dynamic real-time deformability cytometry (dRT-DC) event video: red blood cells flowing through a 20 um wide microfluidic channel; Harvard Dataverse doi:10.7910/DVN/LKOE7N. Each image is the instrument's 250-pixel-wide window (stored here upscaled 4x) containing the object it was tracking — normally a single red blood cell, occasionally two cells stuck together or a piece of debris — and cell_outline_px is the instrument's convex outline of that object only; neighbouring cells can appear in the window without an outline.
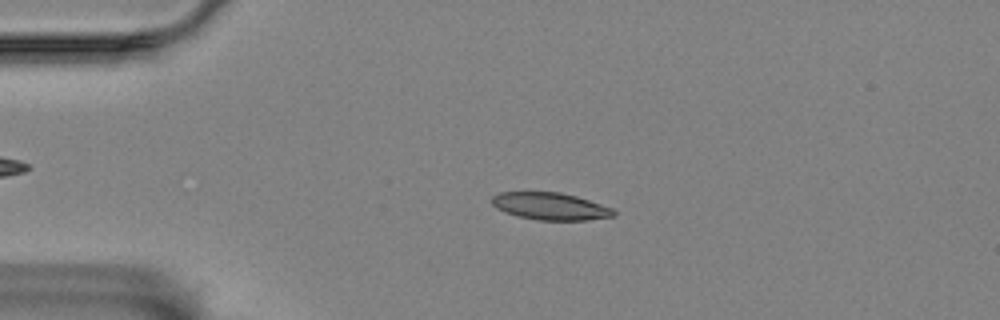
{"species": "Egyptian fruit bat (a non-hibernating species)", "species_latin": "Rousettus aegyptiacus", "temperature_condition": "room temperature", "stored_images_in_passage": 57, "camera_frame_rate_fps": 3000, "um_per_image_px": 0.085, "animal": {"sex": "female"}, "frame": {"image": 1, "passage_image": 12, "time_ms": 3.667, "image_size_px": [1000, 320], "cell_outline_px": [[616, 216], [588, 220], [536, 220], [516, 216], [504, 212], [496, 208], [492, 204], [492, 196], [500, 192], [560, 192], [576, 196], [612, 208], [616, 212]], "centroid_in_image_um": [46.76, 17.54], "position_along_channel_um": 38.2, "area_um2": 19.42}}
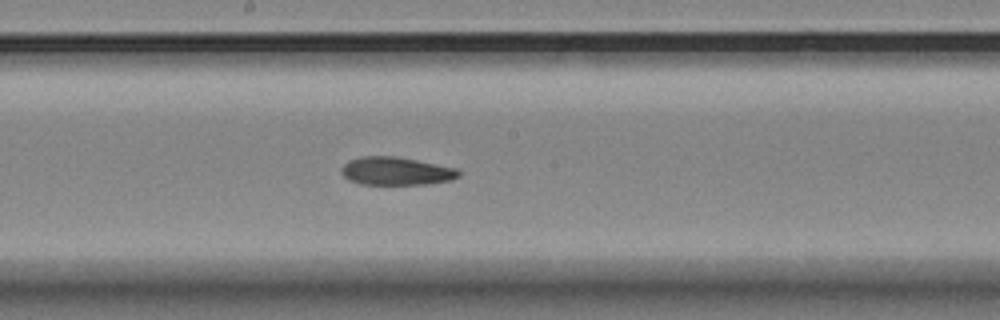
{"frame": {"image": 2, "passage_image": 30, "time_ms": 9.667, "image_size_px": [1000, 320], "cell_outline_px": [[460, 176], [452, 180], [428, 184], [360, 184], [348, 180], [340, 172], [340, 168], [348, 160], [360, 156], [392, 156], [416, 160], [456, 168], [460, 172]], "centroid_in_image_um": [33.63, 14.54], "position_along_channel_um": 214.6, "area_um2": 19.25}}
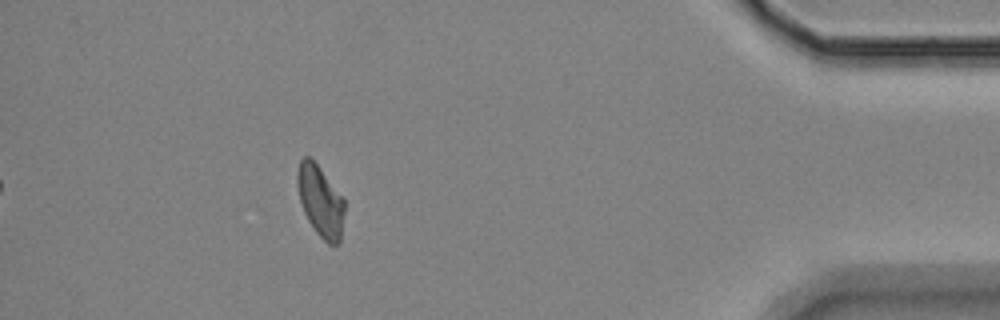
{"frame": {"image": 3, "passage_image": 51, "time_ms": 16.667, "image_size_px": [1000, 320], "cell_outline_px": [[344, 212], [340, 240], [336, 244], [328, 244], [316, 232], [308, 220], [304, 212], [300, 200], [296, 184], [296, 172], [300, 160], [304, 156], [308, 156], [320, 168], [344, 200]], "centroid_in_image_um": [27.2, 17.08], "position_along_channel_um": 408.0, "area_um2": 19.25}, "authors_computed_cell_mechanics": {"area_um2": 19.5942, "velocity_mm_per_s": 3.4544, "shape_relaxation_time_tau1_ms": 6.9663, "shape_relaxation_time_tau2_ms": 3.0499, "deformation_change_tau1": 0.1607, "deformation_change_tau2": 0.092}}